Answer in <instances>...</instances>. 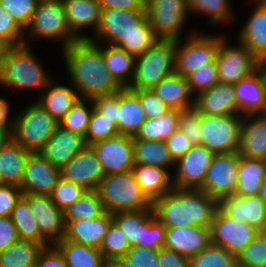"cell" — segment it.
Returning <instances> with one entry per match:
<instances>
[{"label": "cell", "mask_w": 266, "mask_h": 267, "mask_svg": "<svg viewBox=\"0 0 266 267\" xmlns=\"http://www.w3.org/2000/svg\"><path fill=\"white\" fill-rule=\"evenodd\" d=\"M100 43L80 39L62 49L70 82L81 98L92 99L122 89L106 68Z\"/></svg>", "instance_id": "1"}, {"label": "cell", "mask_w": 266, "mask_h": 267, "mask_svg": "<svg viewBox=\"0 0 266 267\" xmlns=\"http://www.w3.org/2000/svg\"><path fill=\"white\" fill-rule=\"evenodd\" d=\"M217 209V199L191 188H173L152 205L153 215L166 228L210 227Z\"/></svg>", "instance_id": "2"}, {"label": "cell", "mask_w": 266, "mask_h": 267, "mask_svg": "<svg viewBox=\"0 0 266 267\" xmlns=\"http://www.w3.org/2000/svg\"><path fill=\"white\" fill-rule=\"evenodd\" d=\"M29 45L12 46L0 61V84L10 89H41L52 80Z\"/></svg>", "instance_id": "3"}, {"label": "cell", "mask_w": 266, "mask_h": 267, "mask_svg": "<svg viewBox=\"0 0 266 267\" xmlns=\"http://www.w3.org/2000/svg\"><path fill=\"white\" fill-rule=\"evenodd\" d=\"M97 193L106 212L152 209L153 202L146 196L131 170L105 175Z\"/></svg>", "instance_id": "4"}, {"label": "cell", "mask_w": 266, "mask_h": 267, "mask_svg": "<svg viewBox=\"0 0 266 267\" xmlns=\"http://www.w3.org/2000/svg\"><path fill=\"white\" fill-rule=\"evenodd\" d=\"M175 40L159 39L145 53L136 57L130 90L152 89L175 72Z\"/></svg>", "instance_id": "5"}, {"label": "cell", "mask_w": 266, "mask_h": 267, "mask_svg": "<svg viewBox=\"0 0 266 267\" xmlns=\"http://www.w3.org/2000/svg\"><path fill=\"white\" fill-rule=\"evenodd\" d=\"M14 116L12 140L30 152H39L51 138L59 122L36 101Z\"/></svg>", "instance_id": "6"}, {"label": "cell", "mask_w": 266, "mask_h": 267, "mask_svg": "<svg viewBox=\"0 0 266 267\" xmlns=\"http://www.w3.org/2000/svg\"><path fill=\"white\" fill-rule=\"evenodd\" d=\"M95 38L90 37L92 42L103 41L104 43L117 46L118 43L133 33H154L147 19L146 10H121L102 9L101 20Z\"/></svg>", "instance_id": "7"}, {"label": "cell", "mask_w": 266, "mask_h": 267, "mask_svg": "<svg viewBox=\"0 0 266 267\" xmlns=\"http://www.w3.org/2000/svg\"><path fill=\"white\" fill-rule=\"evenodd\" d=\"M26 30L30 40H60L62 49L78 40L69 29L62 0H39L25 33Z\"/></svg>", "instance_id": "8"}, {"label": "cell", "mask_w": 266, "mask_h": 267, "mask_svg": "<svg viewBox=\"0 0 266 267\" xmlns=\"http://www.w3.org/2000/svg\"><path fill=\"white\" fill-rule=\"evenodd\" d=\"M243 115L211 116L201 114V145L214 154L238 152Z\"/></svg>", "instance_id": "9"}, {"label": "cell", "mask_w": 266, "mask_h": 267, "mask_svg": "<svg viewBox=\"0 0 266 267\" xmlns=\"http://www.w3.org/2000/svg\"><path fill=\"white\" fill-rule=\"evenodd\" d=\"M193 33L187 36L185 44H179L181 39L175 40V73L184 77L203 64L214 62L220 42L225 37V35H207L202 32Z\"/></svg>", "instance_id": "10"}, {"label": "cell", "mask_w": 266, "mask_h": 267, "mask_svg": "<svg viewBox=\"0 0 266 267\" xmlns=\"http://www.w3.org/2000/svg\"><path fill=\"white\" fill-rule=\"evenodd\" d=\"M146 13L159 39H182V27L189 14L188 0H146Z\"/></svg>", "instance_id": "11"}, {"label": "cell", "mask_w": 266, "mask_h": 267, "mask_svg": "<svg viewBox=\"0 0 266 267\" xmlns=\"http://www.w3.org/2000/svg\"><path fill=\"white\" fill-rule=\"evenodd\" d=\"M225 37L219 45L216 56L219 81L235 84L250 76L261 67V61L244 44L229 46Z\"/></svg>", "instance_id": "12"}, {"label": "cell", "mask_w": 266, "mask_h": 267, "mask_svg": "<svg viewBox=\"0 0 266 267\" xmlns=\"http://www.w3.org/2000/svg\"><path fill=\"white\" fill-rule=\"evenodd\" d=\"M259 232L250 224L226 215L219 207L210 225L211 244L223 247L236 257Z\"/></svg>", "instance_id": "13"}, {"label": "cell", "mask_w": 266, "mask_h": 267, "mask_svg": "<svg viewBox=\"0 0 266 267\" xmlns=\"http://www.w3.org/2000/svg\"><path fill=\"white\" fill-rule=\"evenodd\" d=\"M239 153L215 154L200 188L218 201L234 194L238 178Z\"/></svg>", "instance_id": "14"}, {"label": "cell", "mask_w": 266, "mask_h": 267, "mask_svg": "<svg viewBox=\"0 0 266 267\" xmlns=\"http://www.w3.org/2000/svg\"><path fill=\"white\" fill-rule=\"evenodd\" d=\"M104 175L132 170L134 161V136L119 134L93 143Z\"/></svg>", "instance_id": "15"}, {"label": "cell", "mask_w": 266, "mask_h": 267, "mask_svg": "<svg viewBox=\"0 0 266 267\" xmlns=\"http://www.w3.org/2000/svg\"><path fill=\"white\" fill-rule=\"evenodd\" d=\"M214 155L203 145L193 146L175 162L176 173L174 172L172 176L173 187L200 189Z\"/></svg>", "instance_id": "16"}, {"label": "cell", "mask_w": 266, "mask_h": 267, "mask_svg": "<svg viewBox=\"0 0 266 267\" xmlns=\"http://www.w3.org/2000/svg\"><path fill=\"white\" fill-rule=\"evenodd\" d=\"M28 200L40 234L51 244L61 240L65 233L64 211L59 209L50 195L23 194Z\"/></svg>", "instance_id": "17"}, {"label": "cell", "mask_w": 266, "mask_h": 267, "mask_svg": "<svg viewBox=\"0 0 266 267\" xmlns=\"http://www.w3.org/2000/svg\"><path fill=\"white\" fill-rule=\"evenodd\" d=\"M60 178L61 169L51 165L39 152H30L20 188L23 194L50 195Z\"/></svg>", "instance_id": "18"}, {"label": "cell", "mask_w": 266, "mask_h": 267, "mask_svg": "<svg viewBox=\"0 0 266 267\" xmlns=\"http://www.w3.org/2000/svg\"><path fill=\"white\" fill-rule=\"evenodd\" d=\"M104 176L101 163L91 145L78 152L61 169V177L64 180L80 185L87 191L97 190Z\"/></svg>", "instance_id": "19"}, {"label": "cell", "mask_w": 266, "mask_h": 267, "mask_svg": "<svg viewBox=\"0 0 266 267\" xmlns=\"http://www.w3.org/2000/svg\"><path fill=\"white\" fill-rule=\"evenodd\" d=\"M218 207L226 215L266 232V202L259 195H228L218 201Z\"/></svg>", "instance_id": "20"}, {"label": "cell", "mask_w": 266, "mask_h": 267, "mask_svg": "<svg viewBox=\"0 0 266 267\" xmlns=\"http://www.w3.org/2000/svg\"><path fill=\"white\" fill-rule=\"evenodd\" d=\"M233 87L240 115L266 113V71L262 67Z\"/></svg>", "instance_id": "21"}, {"label": "cell", "mask_w": 266, "mask_h": 267, "mask_svg": "<svg viewBox=\"0 0 266 267\" xmlns=\"http://www.w3.org/2000/svg\"><path fill=\"white\" fill-rule=\"evenodd\" d=\"M86 146L84 136L58 126L39 153L51 165L62 169Z\"/></svg>", "instance_id": "22"}, {"label": "cell", "mask_w": 266, "mask_h": 267, "mask_svg": "<svg viewBox=\"0 0 266 267\" xmlns=\"http://www.w3.org/2000/svg\"><path fill=\"white\" fill-rule=\"evenodd\" d=\"M194 107L211 116L240 115L233 84L218 82L209 90L195 96Z\"/></svg>", "instance_id": "23"}, {"label": "cell", "mask_w": 266, "mask_h": 267, "mask_svg": "<svg viewBox=\"0 0 266 267\" xmlns=\"http://www.w3.org/2000/svg\"><path fill=\"white\" fill-rule=\"evenodd\" d=\"M211 244L210 227L166 228L163 247L174 250L189 259Z\"/></svg>", "instance_id": "24"}, {"label": "cell", "mask_w": 266, "mask_h": 267, "mask_svg": "<svg viewBox=\"0 0 266 267\" xmlns=\"http://www.w3.org/2000/svg\"><path fill=\"white\" fill-rule=\"evenodd\" d=\"M112 221V214L106 211L94 219L65 220L63 239L100 249Z\"/></svg>", "instance_id": "25"}, {"label": "cell", "mask_w": 266, "mask_h": 267, "mask_svg": "<svg viewBox=\"0 0 266 267\" xmlns=\"http://www.w3.org/2000/svg\"><path fill=\"white\" fill-rule=\"evenodd\" d=\"M67 23L71 33L78 39H89L91 36L82 34L83 29L90 26L94 31L101 20V6L97 0H62Z\"/></svg>", "instance_id": "26"}, {"label": "cell", "mask_w": 266, "mask_h": 267, "mask_svg": "<svg viewBox=\"0 0 266 267\" xmlns=\"http://www.w3.org/2000/svg\"><path fill=\"white\" fill-rule=\"evenodd\" d=\"M239 155L266 160V113L243 115Z\"/></svg>", "instance_id": "27"}, {"label": "cell", "mask_w": 266, "mask_h": 267, "mask_svg": "<svg viewBox=\"0 0 266 267\" xmlns=\"http://www.w3.org/2000/svg\"><path fill=\"white\" fill-rule=\"evenodd\" d=\"M252 1V0H250ZM255 9L238 33V41L262 62L266 58V0H253Z\"/></svg>", "instance_id": "28"}, {"label": "cell", "mask_w": 266, "mask_h": 267, "mask_svg": "<svg viewBox=\"0 0 266 267\" xmlns=\"http://www.w3.org/2000/svg\"><path fill=\"white\" fill-rule=\"evenodd\" d=\"M152 91L170 108L184 110L194 107L193 96L186 77L176 74L162 79Z\"/></svg>", "instance_id": "29"}, {"label": "cell", "mask_w": 266, "mask_h": 267, "mask_svg": "<svg viewBox=\"0 0 266 267\" xmlns=\"http://www.w3.org/2000/svg\"><path fill=\"white\" fill-rule=\"evenodd\" d=\"M52 81L43 89L45 91L41 92V96H38L35 101L49 115L60 122L81 97L72 84L70 86L54 85Z\"/></svg>", "instance_id": "30"}, {"label": "cell", "mask_w": 266, "mask_h": 267, "mask_svg": "<svg viewBox=\"0 0 266 267\" xmlns=\"http://www.w3.org/2000/svg\"><path fill=\"white\" fill-rule=\"evenodd\" d=\"M166 168L147 165H134L132 172L142 191L153 202L170 192L173 180Z\"/></svg>", "instance_id": "31"}, {"label": "cell", "mask_w": 266, "mask_h": 267, "mask_svg": "<svg viewBox=\"0 0 266 267\" xmlns=\"http://www.w3.org/2000/svg\"><path fill=\"white\" fill-rule=\"evenodd\" d=\"M139 97L130 89L119 91L118 132L135 136L146 120Z\"/></svg>", "instance_id": "32"}, {"label": "cell", "mask_w": 266, "mask_h": 267, "mask_svg": "<svg viewBox=\"0 0 266 267\" xmlns=\"http://www.w3.org/2000/svg\"><path fill=\"white\" fill-rule=\"evenodd\" d=\"M30 151L11 140L0 152V183L21 185Z\"/></svg>", "instance_id": "33"}, {"label": "cell", "mask_w": 266, "mask_h": 267, "mask_svg": "<svg viewBox=\"0 0 266 267\" xmlns=\"http://www.w3.org/2000/svg\"><path fill=\"white\" fill-rule=\"evenodd\" d=\"M103 59L115 81L128 88L134 77L136 57L118 46L104 44Z\"/></svg>", "instance_id": "34"}, {"label": "cell", "mask_w": 266, "mask_h": 267, "mask_svg": "<svg viewBox=\"0 0 266 267\" xmlns=\"http://www.w3.org/2000/svg\"><path fill=\"white\" fill-rule=\"evenodd\" d=\"M265 176L266 160L239 155L238 178L234 194L242 197L258 195Z\"/></svg>", "instance_id": "35"}, {"label": "cell", "mask_w": 266, "mask_h": 267, "mask_svg": "<svg viewBox=\"0 0 266 267\" xmlns=\"http://www.w3.org/2000/svg\"><path fill=\"white\" fill-rule=\"evenodd\" d=\"M54 245L63 254L67 267H105L106 260L98 248L63 238Z\"/></svg>", "instance_id": "36"}, {"label": "cell", "mask_w": 266, "mask_h": 267, "mask_svg": "<svg viewBox=\"0 0 266 267\" xmlns=\"http://www.w3.org/2000/svg\"><path fill=\"white\" fill-rule=\"evenodd\" d=\"M49 244L19 239L0 251V267H35L41 252Z\"/></svg>", "instance_id": "37"}, {"label": "cell", "mask_w": 266, "mask_h": 267, "mask_svg": "<svg viewBox=\"0 0 266 267\" xmlns=\"http://www.w3.org/2000/svg\"><path fill=\"white\" fill-rule=\"evenodd\" d=\"M134 161L136 165L175 167L165 141L134 140Z\"/></svg>", "instance_id": "38"}, {"label": "cell", "mask_w": 266, "mask_h": 267, "mask_svg": "<svg viewBox=\"0 0 266 267\" xmlns=\"http://www.w3.org/2000/svg\"><path fill=\"white\" fill-rule=\"evenodd\" d=\"M180 110L171 109L157 119L147 118L134 140L165 141L179 128Z\"/></svg>", "instance_id": "39"}, {"label": "cell", "mask_w": 266, "mask_h": 267, "mask_svg": "<svg viewBox=\"0 0 266 267\" xmlns=\"http://www.w3.org/2000/svg\"><path fill=\"white\" fill-rule=\"evenodd\" d=\"M19 239L37 243H49L41 234L28 200L22 195L11 213Z\"/></svg>", "instance_id": "40"}, {"label": "cell", "mask_w": 266, "mask_h": 267, "mask_svg": "<svg viewBox=\"0 0 266 267\" xmlns=\"http://www.w3.org/2000/svg\"><path fill=\"white\" fill-rule=\"evenodd\" d=\"M153 214L152 209L120 211L112 214L113 222L121 229L131 246L141 240L142 224Z\"/></svg>", "instance_id": "41"}, {"label": "cell", "mask_w": 266, "mask_h": 267, "mask_svg": "<svg viewBox=\"0 0 266 267\" xmlns=\"http://www.w3.org/2000/svg\"><path fill=\"white\" fill-rule=\"evenodd\" d=\"M105 212L96 190L86 191L64 211L65 220L94 219Z\"/></svg>", "instance_id": "42"}, {"label": "cell", "mask_w": 266, "mask_h": 267, "mask_svg": "<svg viewBox=\"0 0 266 267\" xmlns=\"http://www.w3.org/2000/svg\"><path fill=\"white\" fill-rule=\"evenodd\" d=\"M229 0H188L189 13H198L209 18V24L227 23L232 19Z\"/></svg>", "instance_id": "43"}, {"label": "cell", "mask_w": 266, "mask_h": 267, "mask_svg": "<svg viewBox=\"0 0 266 267\" xmlns=\"http://www.w3.org/2000/svg\"><path fill=\"white\" fill-rule=\"evenodd\" d=\"M89 104H91V106ZM93 107L94 105L91 99L80 98L59 122V126L85 137Z\"/></svg>", "instance_id": "44"}, {"label": "cell", "mask_w": 266, "mask_h": 267, "mask_svg": "<svg viewBox=\"0 0 266 267\" xmlns=\"http://www.w3.org/2000/svg\"><path fill=\"white\" fill-rule=\"evenodd\" d=\"M190 267H237V257L223 247L210 244L190 258Z\"/></svg>", "instance_id": "45"}, {"label": "cell", "mask_w": 266, "mask_h": 267, "mask_svg": "<svg viewBox=\"0 0 266 267\" xmlns=\"http://www.w3.org/2000/svg\"><path fill=\"white\" fill-rule=\"evenodd\" d=\"M130 247L131 245L129 244L124 233L112 221L99 249L102 252L105 260L107 261L116 257H125Z\"/></svg>", "instance_id": "46"}, {"label": "cell", "mask_w": 266, "mask_h": 267, "mask_svg": "<svg viewBox=\"0 0 266 267\" xmlns=\"http://www.w3.org/2000/svg\"><path fill=\"white\" fill-rule=\"evenodd\" d=\"M237 266L266 267V232H259L237 256Z\"/></svg>", "instance_id": "47"}, {"label": "cell", "mask_w": 266, "mask_h": 267, "mask_svg": "<svg viewBox=\"0 0 266 267\" xmlns=\"http://www.w3.org/2000/svg\"><path fill=\"white\" fill-rule=\"evenodd\" d=\"M190 90L194 96L212 88L219 82L218 66L216 60L203 64L187 77Z\"/></svg>", "instance_id": "48"}, {"label": "cell", "mask_w": 266, "mask_h": 267, "mask_svg": "<svg viewBox=\"0 0 266 267\" xmlns=\"http://www.w3.org/2000/svg\"><path fill=\"white\" fill-rule=\"evenodd\" d=\"M117 135H119V132L117 127L112 124V120L102 117L93 107L88 129L84 137L86 145H92L97 141L106 140Z\"/></svg>", "instance_id": "49"}, {"label": "cell", "mask_w": 266, "mask_h": 267, "mask_svg": "<svg viewBox=\"0 0 266 267\" xmlns=\"http://www.w3.org/2000/svg\"><path fill=\"white\" fill-rule=\"evenodd\" d=\"M87 190L73 182L64 180L62 177L50 194L54 204L65 211L75 201H77Z\"/></svg>", "instance_id": "50"}, {"label": "cell", "mask_w": 266, "mask_h": 267, "mask_svg": "<svg viewBox=\"0 0 266 267\" xmlns=\"http://www.w3.org/2000/svg\"><path fill=\"white\" fill-rule=\"evenodd\" d=\"M24 36H26L25 30L0 3V37L5 39L11 46L28 45L29 40L27 41Z\"/></svg>", "instance_id": "51"}, {"label": "cell", "mask_w": 266, "mask_h": 267, "mask_svg": "<svg viewBox=\"0 0 266 267\" xmlns=\"http://www.w3.org/2000/svg\"><path fill=\"white\" fill-rule=\"evenodd\" d=\"M165 237L166 227L152 214L142 224L141 240L138 241L136 246L160 249L165 243Z\"/></svg>", "instance_id": "52"}, {"label": "cell", "mask_w": 266, "mask_h": 267, "mask_svg": "<svg viewBox=\"0 0 266 267\" xmlns=\"http://www.w3.org/2000/svg\"><path fill=\"white\" fill-rule=\"evenodd\" d=\"M178 129L188 137L193 146L201 145V113L195 107L180 110Z\"/></svg>", "instance_id": "53"}, {"label": "cell", "mask_w": 266, "mask_h": 267, "mask_svg": "<svg viewBox=\"0 0 266 267\" xmlns=\"http://www.w3.org/2000/svg\"><path fill=\"white\" fill-rule=\"evenodd\" d=\"M39 0H0L18 24L25 30L32 20Z\"/></svg>", "instance_id": "54"}, {"label": "cell", "mask_w": 266, "mask_h": 267, "mask_svg": "<svg viewBox=\"0 0 266 267\" xmlns=\"http://www.w3.org/2000/svg\"><path fill=\"white\" fill-rule=\"evenodd\" d=\"M158 40L154 33H133L123 38L117 46L137 57L145 53Z\"/></svg>", "instance_id": "55"}, {"label": "cell", "mask_w": 266, "mask_h": 267, "mask_svg": "<svg viewBox=\"0 0 266 267\" xmlns=\"http://www.w3.org/2000/svg\"><path fill=\"white\" fill-rule=\"evenodd\" d=\"M132 91L139 97L146 118L157 119L171 110L152 89Z\"/></svg>", "instance_id": "56"}, {"label": "cell", "mask_w": 266, "mask_h": 267, "mask_svg": "<svg viewBox=\"0 0 266 267\" xmlns=\"http://www.w3.org/2000/svg\"><path fill=\"white\" fill-rule=\"evenodd\" d=\"M125 257L133 267H160L159 249L133 245Z\"/></svg>", "instance_id": "57"}, {"label": "cell", "mask_w": 266, "mask_h": 267, "mask_svg": "<svg viewBox=\"0 0 266 267\" xmlns=\"http://www.w3.org/2000/svg\"><path fill=\"white\" fill-rule=\"evenodd\" d=\"M94 108L118 129L119 91L113 94L100 95L91 99Z\"/></svg>", "instance_id": "58"}, {"label": "cell", "mask_w": 266, "mask_h": 267, "mask_svg": "<svg viewBox=\"0 0 266 267\" xmlns=\"http://www.w3.org/2000/svg\"><path fill=\"white\" fill-rule=\"evenodd\" d=\"M22 195V189L19 186L0 183V216H11L13 208Z\"/></svg>", "instance_id": "59"}, {"label": "cell", "mask_w": 266, "mask_h": 267, "mask_svg": "<svg viewBox=\"0 0 266 267\" xmlns=\"http://www.w3.org/2000/svg\"><path fill=\"white\" fill-rule=\"evenodd\" d=\"M165 142L174 162L183 157L193 147L188 137L179 129L175 130Z\"/></svg>", "instance_id": "60"}, {"label": "cell", "mask_w": 266, "mask_h": 267, "mask_svg": "<svg viewBox=\"0 0 266 267\" xmlns=\"http://www.w3.org/2000/svg\"><path fill=\"white\" fill-rule=\"evenodd\" d=\"M35 267H67V265L60 250L51 244L41 252Z\"/></svg>", "instance_id": "61"}, {"label": "cell", "mask_w": 266, "mask_h": 267, "mask_svg": "<svg viewBox=\"0 0 266 267\" xmlns=\"http://www.w3.org/2000/svg\"><path fill=\"white\" fill-rule=\"evenodd\" d=\"M19 240L17 229L10 216H0V251L8 248Z\"/></svg>", "instance_id": "62"}, {"label": "cell", "mask_w": 266, "mask_h": 267, "mask_svg": "<svg viewBox=\"0 0 266 267\" xmlns=\"http://www.w3.org/2000/svg\"><path fill=\"white\" fill-rule=\"evenodd\" d=\"M160 267H190V259L174 250L162 247L159 249Z\"/></svg>", "instance_id": "63"}, {"label": "cell", "mask_w": 266, "mask_h": 267, "mask_svg": "<svg viewBox=\"0 0 266 267\" xmlns=\"http://www.w3.org/2000/svg\"><path fill=\"white\" fill-rule=\"evenodd\" d=\"M101 9L146 10V0H97Z\"/></svg>", "instance_id": "64"}, {"label": "cell", "mask_w": 266, "mask_h": 267, "mask_svg": "<svg viewBox=\"0 0 266 267\" xmlns=\"http://www.w3.org/2000/svg\"><path fill=\"white\" fill-rule=\"evenodd\" d=\"M9 111V102L5 98L0 97V128L2 129H12L13 127V119H10Z\"/></svg>", "instance_id": "65"}, {"label": "cell", "mask_w": 266, "mask_h": 267, "mask_svg": "<svg viewBox=\"0 0 266 267\" xmlns=\"http://www.w3.org/2000/svg\"><path fill=\"white\" fill-rule=\"evenodd\" d=\"M105 267H133L126 257H116L106 261Z\"/></svg>", "instance_id": "66"}, {"label": "cell", "mask_w": 266, "mask_h": 267, "mask_svg": "<svg viewBox=\"0 0 266 267\" xmlns=\"http://www.w3.org/2000/svg\"><path fill=\"white\" fill-rule=\"evenodd\" d=\"M12 129L0 128V152L12 140Z\"/></svg>", "instance_id": "67"}, {"label": "cell", "mask_w": 266, "mask_h": 267, "mask_svg": "<svg viewBox=\"0 0 266 267\" xmlns=\"http://www.w3.org/2000/svg\"><path fill=\"white\" fill-rule=\"evenodd\" d=\"M12 46L2 37H0V61L7 55Z\"/></svg>", "instance_id": "68"}, {"label": "cell", "mask_w": 266, "mask_h": 267, "mask_svg": "<svg viewBox=\"0 0 266 267\" xmlns=\"http://www.w3.org/2000/svg\"><path fill=\"white\" fill-rule=\"evenodd\" d=\"M258 195L266 202V176L262 180Z\"/></svg>", "instance_id": "69"}, {"label": "cell", "mask_w": 266, "mask_h": 267, "mask_svg": "<svg viewBox=\"0 0 266 267\" xmlns=\"http://www.w3.org/2000/svg\"><path fill=\"white\" fill-rule=\"evenodd\" d=\"M261 67L266 71V58L261 62Z\"/></svg>", "instance_id": "70"}]
</instances>
